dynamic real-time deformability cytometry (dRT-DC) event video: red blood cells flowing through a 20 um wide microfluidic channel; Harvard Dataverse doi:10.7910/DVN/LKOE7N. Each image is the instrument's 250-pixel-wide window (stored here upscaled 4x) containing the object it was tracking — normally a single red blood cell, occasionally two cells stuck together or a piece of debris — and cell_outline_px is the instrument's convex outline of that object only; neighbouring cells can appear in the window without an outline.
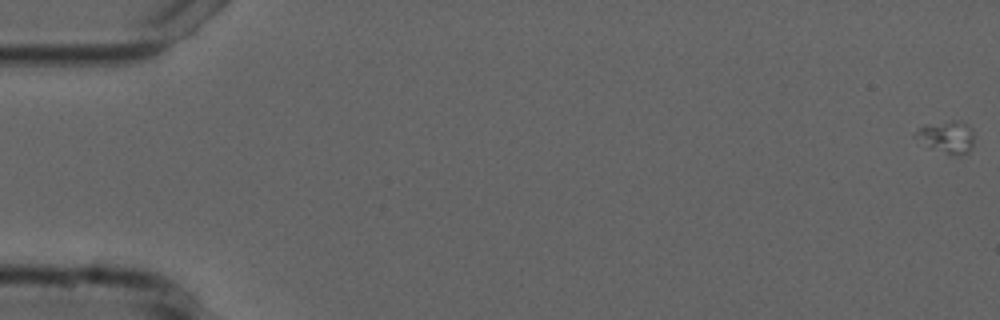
{"species": "common noctule bat (a hibernating species)", "species_latin": "Nyctalus noctula", "temperature_condition": "cold", "stored_images_in_passage": 41, "camera_frame_rate_fps": 3000, "um_per_image_px": 0.085, "animal": {"sex": "male", "forearm_length_mm": 52.5}, "frame": {"image": 1, "passage_image": 1, "time_ms": 0.0, "image_size_px": [1000, 320], "cell_outline_px": [[972, 144], [968, 152], [960, 156], [956, 156], [932, 148], [912, 136], [924, 124], [952, 120], [960, 120], [968, 124], [972, 128]], "centroid_in_image_um": [80.48, 11.61], "position_along_channel_um": 4.5, "area_um2": 10.98}}